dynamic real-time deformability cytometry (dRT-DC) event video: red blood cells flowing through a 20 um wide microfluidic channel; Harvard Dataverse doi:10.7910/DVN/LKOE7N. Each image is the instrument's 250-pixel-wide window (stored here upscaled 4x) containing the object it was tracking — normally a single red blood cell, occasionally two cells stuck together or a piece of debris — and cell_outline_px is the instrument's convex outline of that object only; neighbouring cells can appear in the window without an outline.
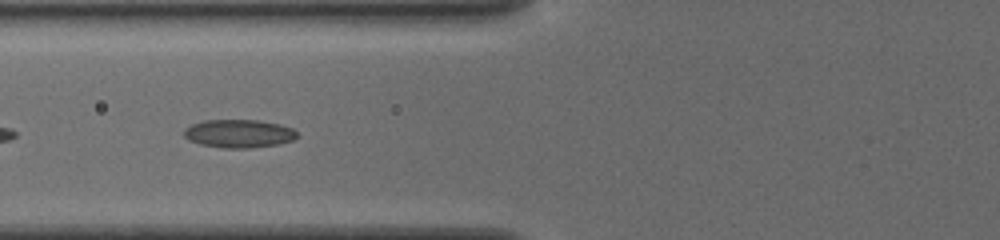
{"species": "common noctule bat (a hibernating species)", "species_latin": "Nyctalus noctula", "temperature_condition": "cold", "stored_images_in_passage": 37, "camera_frame_rate_fps": 3000, "um_per_image_px": 0.085, "animal": {"sex": "female", "body_mass_g": 19.5, "forearm_length_mm": 54.1}, "frame": {"image": 1, "passage_image": 5, "time_ms": 1.333, "image_size_px": [1000, 240], "cell_outline_px": [[300, 136], [296, 140], [276, 144], [248, 148], [224, 148], [200, 144], [188, 140], [184, 136], [184, 128], [192, 124], [204, 120], [260, 120], [280, 124], [292, 128]], "centroid_in_image_um": [20.32, 11.35], "position_along_channel_um": 105.5, "area_um2": 18.73}}
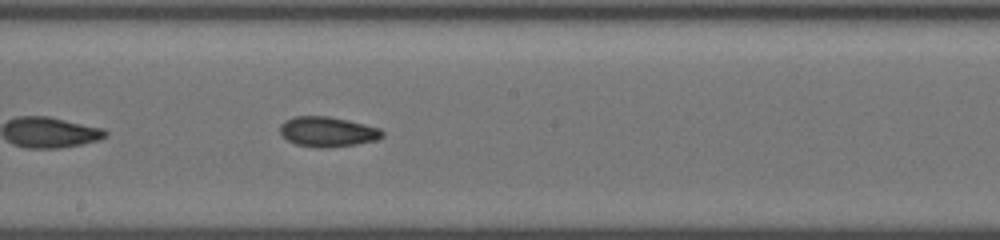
{"frame": {"image": 2, "passage_image": 14, "time_ms": 4.333, "image_size_px": [1000, 240], "cell_outline_px": [[384, 136], [376, 140], [356, 144], [324, 148], [316, 148], [296, 144], [288, 140], [280, 132], [280, 124], [284, 120], [296, 116], [328, 116], [348, 120], [380, 128], [384, 132]], "centroid_in_image_um": [27.84, 11.19], "position_along_channel_um": 220.4, "area_um2": 17.92}}
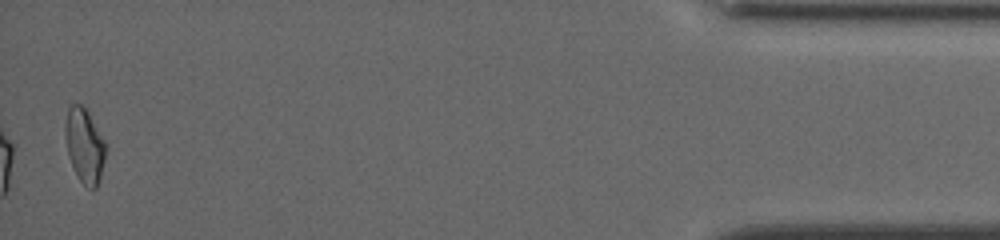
{"frame": {"image": 3, "passage_image": 36, "time_ms": 11.667, "image_size_px": [1000, 240], "cell_outline_px": [[108, 144], [100, 176], [96, 188], [92, 188], [84, 184], [80, 180], [68, 156], [64, 132], [64, 124], [68, 108], [72, 104], [80, 104], [88, 112]], "centroid_in_image_um": [7.19, 12.32], "position_along_channel_um": 428.0, "area_um2": 17.51}, "authors_computed_cell_mechanics": {"area_um2": 17.4556, "velocity_mm_per_s": 3.823, "shape_relaxation_time_tau1_ms": null, "shape_relaxation_time_tau2_ms": 2.4787, "deformation_change_tau1": null, "deformation_change_tau2": 0.0824}}